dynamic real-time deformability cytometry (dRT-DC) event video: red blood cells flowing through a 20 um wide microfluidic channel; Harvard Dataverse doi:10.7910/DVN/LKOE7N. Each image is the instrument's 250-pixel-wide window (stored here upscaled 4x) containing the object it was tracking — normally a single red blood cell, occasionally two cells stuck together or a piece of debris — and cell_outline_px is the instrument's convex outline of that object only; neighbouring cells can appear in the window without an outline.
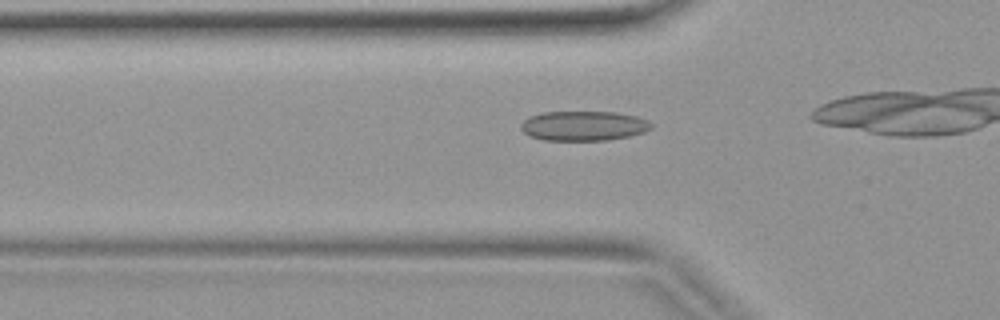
{"species": "common noctule bat (a hibernating species)", "species_latin": "Nyctalus noctula", "temperature_condition": "warm", "stored_images_in_passage": 14, "camera_frame_rate_fps": 3000, "um_per_image_px": 0.085, "animal": {"sex": "female", "body_mass_g": 19.9}, "frame": {"image": 1, "passage_image": 10, "time_ms": 3.0, "image_size_px": [1000, 320], "cell_outline_px": [[652, 128], [644, 132], [628, 136], [608, 140], [544, 140], [532, 136], [524, 132], [520, 128], [520, 124], [528, 116], [544, 112], [616, 112], [636, 116], [648, 120], [652, 124]], "centroid_in_image_um": [49.61, 10.69], "position_along_channel_um": 76.2, "area_um2": 22.54}}